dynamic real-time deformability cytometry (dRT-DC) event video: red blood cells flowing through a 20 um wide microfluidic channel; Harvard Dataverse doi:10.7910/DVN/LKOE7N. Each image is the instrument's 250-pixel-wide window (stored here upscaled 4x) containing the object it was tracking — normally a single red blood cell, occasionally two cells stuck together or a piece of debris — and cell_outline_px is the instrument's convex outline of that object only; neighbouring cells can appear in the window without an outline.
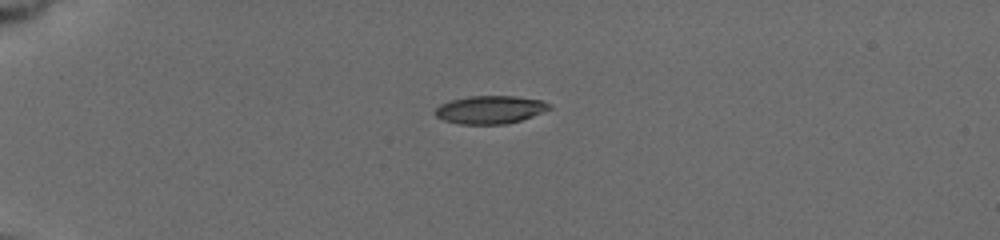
{"species": "common noctule bat (a hibernating species)", "species_latin": "Nyctalus noctula", "temperature_condition": "cold", "stored_images_in_passage": 4, "camera_frame_rate_fps": 3000, "um_per_image_px": 0.085, "animal": {"sex": "female", "body_mass_g": 19.5, "forearm_length_mm": 54.1}, "frame": {"image": 1, "passage_image": 1, "time_ms": 0.0, "image_size_px": [1000, 240], "cell_outline_px": [[552, 108], [532, 116], [520, 120], [504, 124], [460, 124], [444, 120], [436, 116], [432, 112], [440, 104], [452, 100], [468, 96], [516, 96], [540, 100], [552, 104]], "centroid_in_image_um": [41.65, 9.32], "position_along_channel_um": 43.4, "area_um2": 18.61}}
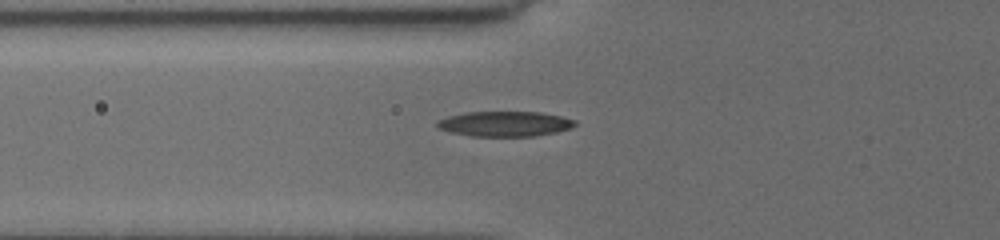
{"frame": {"image": 2, "passage_image": 4, "time_ms": 2.333, "image_size_px": [1000, 240], "cell_outline_px": [[576, 124], [568, 128], [556, 132], [532, 136], [472, 136], [452, 132], [440, 128], [436, 124], [436, 120], [448, 116], [464, 112], [540, 112], [560, 116], [576, 120]], "centroid_in_image_um": [42.89, 10.52], "position_along_channel_um": 82.9, "area_um2": 20.0}}